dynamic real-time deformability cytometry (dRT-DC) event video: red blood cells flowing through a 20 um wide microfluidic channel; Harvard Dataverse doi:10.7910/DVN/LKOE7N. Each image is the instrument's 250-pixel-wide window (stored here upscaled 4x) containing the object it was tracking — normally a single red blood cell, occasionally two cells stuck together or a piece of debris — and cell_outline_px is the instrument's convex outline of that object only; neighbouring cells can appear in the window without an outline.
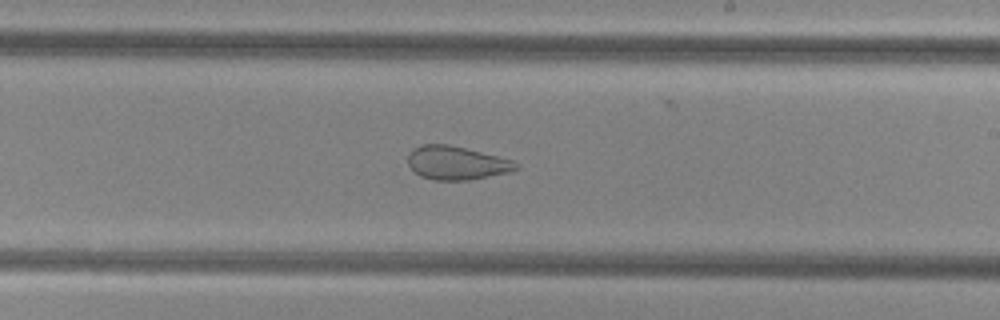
{"species": "common noctule bat (a hibernating species)", "species_latin": "Nyctalus noctula", "temperature_condition": "cold", "stored_images_in_passage": 51, "camera_frame_rate_fps": 3000, "um_per_image_px": 0.085, "animal": {"sex": "female", "body_mass_g": 29.2, "forearm_length_mm": 56.3}, "frame": {"image": 1, "passage_image": 29, "time_ms": 9.333, "image_size_px": [1000, 320], "cell_outline_px": [[520, 168], [508, 172], [468, 180], [432, 180], [420, 176], [408, 164], [408, 156], [412, 148], [420, 144], [448, 144], [512, 160], [520, 164]], "centroid_in_image_um": [38.78, 13.85], "position_along_channel_um": 250.2, "area_um2": 20.98}}